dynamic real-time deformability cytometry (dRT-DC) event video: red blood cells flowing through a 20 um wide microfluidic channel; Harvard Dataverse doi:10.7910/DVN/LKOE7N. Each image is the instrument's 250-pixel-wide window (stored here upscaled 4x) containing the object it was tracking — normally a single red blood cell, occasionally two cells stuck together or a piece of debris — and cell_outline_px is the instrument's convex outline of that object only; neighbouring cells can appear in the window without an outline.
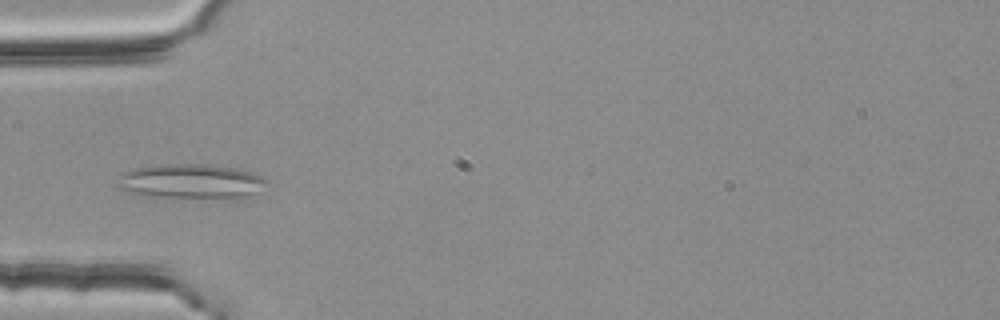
{"species": "common noctule bat (a hibernating species)", "species_latin": "Nyctalus noctula", "temperature_condition": "room temperature", "stored_images_in_passage": 5, "camera_frame_rate_fps": 3000, "um_per_image_px": 0.085, "animal": {"sex": "female", "body_mass_g": 25.1}, "frame": {"image": 1, "passage_image": 3, "time_ms": 0.667, "image_size_px": [1000, 320], "cell_outline_px": [[268, 180], [260, 192], [240, 200], [232, 200], [148, 196], [116, 188], [112, 184], [124, 172], [132, 168], [160, 164], [204, 164], [232, 168], [252, 172]], "centroid_in_image_um": [16.25, 15.45], "position_along_channel_um": 68.8, "area_um2": 31.1}}